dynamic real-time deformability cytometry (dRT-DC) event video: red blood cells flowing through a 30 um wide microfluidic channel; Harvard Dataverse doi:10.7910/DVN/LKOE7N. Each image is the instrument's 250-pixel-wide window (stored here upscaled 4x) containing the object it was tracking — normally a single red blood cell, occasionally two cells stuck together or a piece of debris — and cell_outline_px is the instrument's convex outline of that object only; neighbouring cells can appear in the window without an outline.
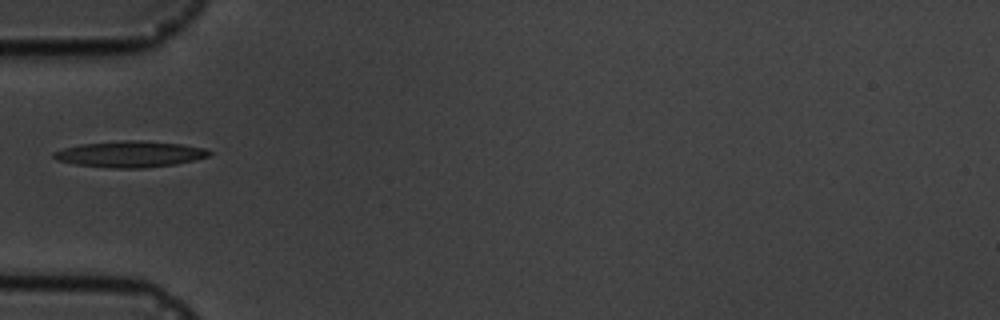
{"species": "common noctule bat (a hibernating species)", "species_latin": "Nyctalus noctula", "temperature_condition": "cold", "stored_images_in_passage": 3, "camera_frame_rate_fps": 3000, "um_per_image_px": 0.085, "animal": {"sex": "male", "body_mass_g": 19.5, "forearm_length_mm": 54.6}, "frame": {"image": 1, "passage_image": 1, "time_ms": 0.0, "image_size_px": [1000, 320], "cell_outline_px": [[212, 152], [208, 156], [176, 164], [144, 168], [108, 168], [76, 164], [56, 160], [52, 156], [52, 152], [64, 148], [80, 144], [124, 140], [140, 140], [180, 144], [204, 148]], "centroid_in_image_um": [11.01, 13.1], "position_along_channel_um": 74.0, "area_um2": 23.64}}
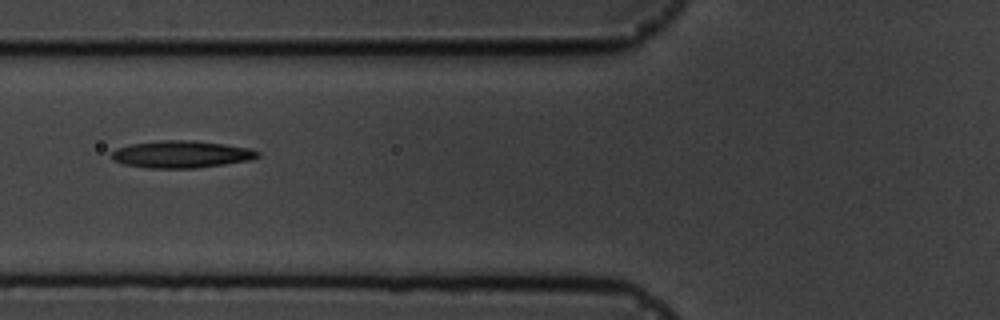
{"frame": {"image": 2, "passage_image": 2, "time_ms": 1.0, "image_size_px": [1000, 320], "cell_outline_px": [[260, 156], [252, 160], [196, 168], [144, 168], [124, 164], [112, 160], [112, 152], [116, 148], [132, 144], [160, 140], [184, 140], [224, 144], [248, 148], [260, 152]], "centroid_in_image_um": [15.4, 13.12], "position_along_channel_um": 110.4, "area_um2": 23.06}}
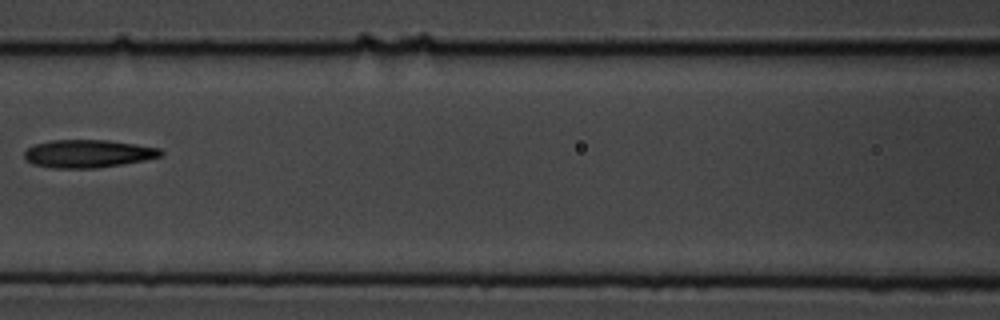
{"frame": {"image": 3, "passage_image": 3, "time_ms": 2.333, "image_size_px": [1000, 320], "cell_outline_px": [[164, 152], [160, 156], [144, 160], [96, 168], [52, 168], [32, 164], [24, 160], [24, 152], [28, 148], [36, 144], [52, 140], [108, 140], [136, 144], [160, 148]], "centroid_in_image_um": [7.45, 13.06], "position_along_channel_um": 159.1, "area_um2": 22.14}}